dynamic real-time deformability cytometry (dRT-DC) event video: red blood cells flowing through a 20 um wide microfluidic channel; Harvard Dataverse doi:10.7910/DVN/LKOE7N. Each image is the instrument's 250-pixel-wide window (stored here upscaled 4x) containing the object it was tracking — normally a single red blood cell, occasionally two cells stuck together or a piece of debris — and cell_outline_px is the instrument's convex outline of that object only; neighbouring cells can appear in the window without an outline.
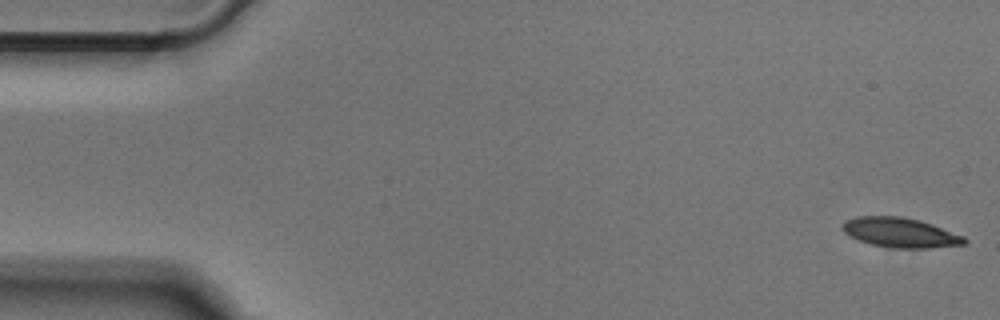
{"species": "Egyptian fruit bat (a non-hibernating species)", "species_latin": "Rousettus aegyptiacus", "temperature_condition": "cold", "stored_images_in_passage": 52, "camera_frame_rate_fps": 3000, "um_per_image_px": 0.085, "animal": {"sex": "male"}, "frame": {"image": 1, "passage_image": 1, "time_ms": 0.0, "image_size_px": [1000, 320], "cell_outline_px": [[968, 244], [932, 248], [892, 248], [872, 244], [860, 240], [844, 232], [840, 228], [844, 220], [856, 216], [904, 216], [920, 220], [932, 224], [964, 236], [968, 240]], "centroid_in_image_um": [76.55, 19.76], "position_along_channel_um": 8.5, "area_um2": 21.33}}
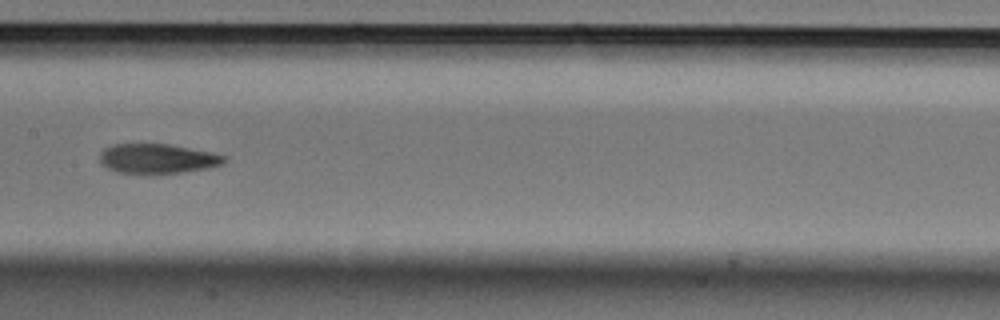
{"frame": {"image": 2, "passage_image": 25, "time_ms": 8.0, "image_size_px": [1000, 320], "cell_outline_px": [[228, 160], [224, 164], [208, 168], [152, 176], [116, 172], [100, 164], [100, 152], [104, 148], [112, 144], [168, 144], [212, 152], [228, 156]], "centroid_in_image_um": [13.38, 13.51], "position_along_channel_um": 194.0, "area_um2": 22.25}}
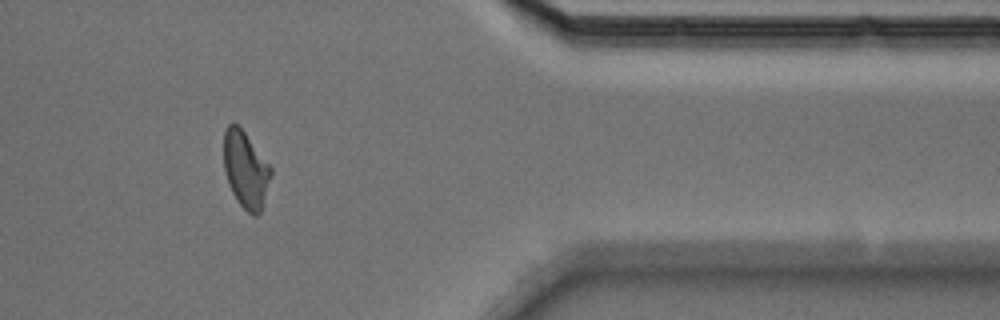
{"frame": {"image": 3, "passage_image": 42, "time_ms": 13.667, "image_size_px": [1000, 320], "cell_outline_px": [[272, 172], [260, 212], [256, 216], [252, 216], [236, 200], [228, 184], [224, 168], [224, 132], [228, 124], [236, 124], [244, 132], [272, 168]], "centroid_in_image_um": [20.86, 14.43], "position_along_channel_um": 390.5, "area_um2": 20.69}}